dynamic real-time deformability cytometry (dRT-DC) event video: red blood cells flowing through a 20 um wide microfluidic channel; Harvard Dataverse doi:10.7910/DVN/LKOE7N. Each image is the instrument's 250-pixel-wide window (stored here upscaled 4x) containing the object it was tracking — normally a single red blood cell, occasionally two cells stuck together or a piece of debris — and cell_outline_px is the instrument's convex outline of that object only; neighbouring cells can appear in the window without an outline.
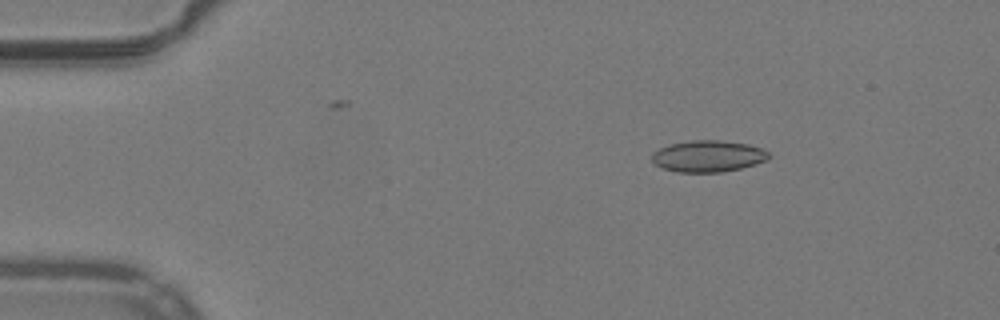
{"species": "common noctule bat (a hibernating species)", "species_latin": "Nyctalus noctula", "temperature_condition": "warm", "stored_images_in_passage": 53, "camera_frame_rate_fps": 3000, "um_per_image_px": 0.085, "animal": {"sex": "male", "body_mass_g": 19.2, "forearm_length_mm": 51.8}, "frame": {"image": 1, "passage_image": 9, "time_ms": 2.667, "image_size_px": [1000, 320], "cell_outline_px": [[772, 156], [756, 164], [740, 168], [720, 172], [676, 172], [660, 168], [652, 160], [652, 152], [668, 144], [692, 140], [724, 140], [748, 144], [764, 148]], "centroid_in_image_um": [60.18, 13.26], "position_along_channel_um": 24.8, "area_um2": 21.68}}
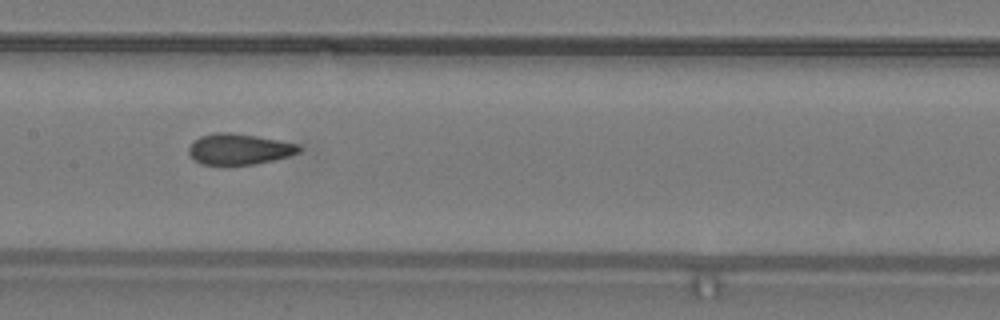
{"frame": {"image": 2, "passage_image": 27, "time_ms": 8.667, "image_size_px": [1000, 320], "cell_outline_px": [[300, 152], [288, 156], [256, 164], [200, 164], [188, 152], [188, 148], [192, 140], [200, 136], [216, 132], [228, 132], [256, 136], [280, 140], [300, 144]], "centroid_in_image_um": [20.32, 12.66], "position_along_channel_um": 187.1, "area_um2": 19.77}}
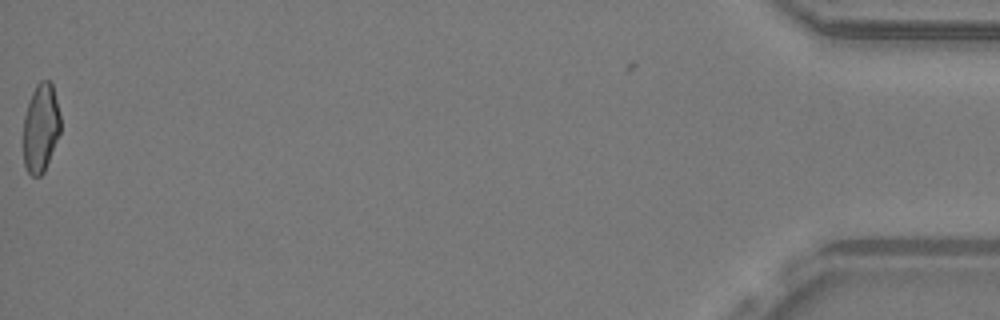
{"frame": {"image": 3, "passage_image": 53, "time_ms": 17.333, "image_size_px": [1000, 320], "cell_outline_px": [[60, 132], [44, 172], [40, 176], [32, 176], [28, 172], [24, 164], [24, 116], [32, 92], [36, 84], [40, 80], [48, 80], [52, 84], [60, 112]], "centroid_in_image_um": [3.47, 10.86], "position_along_channel_um": 431.7, "area_um2": 19.07}, "authors_computed_cell_mechanics": {"area_um2": 20.3456, "velocity_mm_per_s": 3.9856, "shape_relaxation_time_tau1_ms": 11.3613, "shape_relaxation_time_tau2_ms": 1.2446, "deformation_change_tau1": 0.2093, "deformation_change_tau2": 0.0694}}